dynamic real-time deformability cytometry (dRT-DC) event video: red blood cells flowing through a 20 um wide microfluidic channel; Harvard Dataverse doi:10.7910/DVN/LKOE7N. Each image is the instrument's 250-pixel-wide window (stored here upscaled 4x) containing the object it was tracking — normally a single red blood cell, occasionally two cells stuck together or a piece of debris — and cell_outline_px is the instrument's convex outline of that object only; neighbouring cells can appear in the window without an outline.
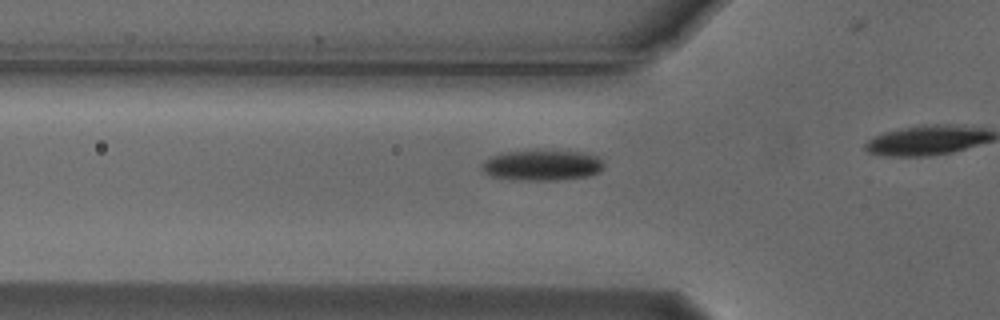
{"species": "Egyptian fruit bat (a non-hibernating species)", "species_latin": "Rousettus aegyptiacus", "temperature_condition": "cold", "stored_images_in_passage": 20, "camera_frame_rate_fps": 3000, "um_per_image_px": 0.085, "animal": {"sex": "male"}, "frame": {"image": 1, "passage_image": 15, "time_ms": 4.667, "image_size_px": [1000, 320], "cell_outline_px": [[604, 168], [600, 172], [588, 176], [556, 180], [512, 180], [492, 176], [484, 172], [480, 168], [480, 164], [484, 160], [492, 156], [504, 152], [580, 152], [596, 156], [604, 164]], "centroid_in_image_um": [46.04, 14.08], "position_along_channel_um": 79.8, "area_um2": 21.39}}